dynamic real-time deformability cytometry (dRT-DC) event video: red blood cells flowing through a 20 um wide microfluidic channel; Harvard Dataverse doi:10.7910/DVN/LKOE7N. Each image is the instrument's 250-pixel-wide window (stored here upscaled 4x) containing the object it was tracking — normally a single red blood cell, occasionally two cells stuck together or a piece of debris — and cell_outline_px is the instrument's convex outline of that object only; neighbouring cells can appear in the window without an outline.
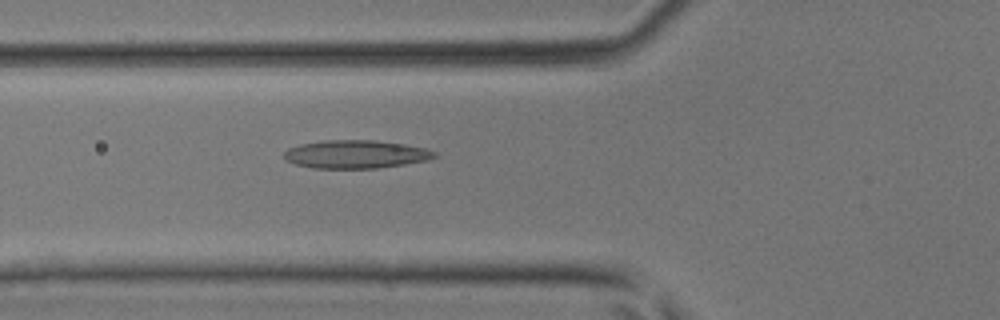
{"species": "common noctule bat (a hibernating species)", "species_latin": "Nyctalus noctula", "temperature_condition": "room temperature", "stored_images_in_passage": 30, "camera_frame_rate_fps": 3000, "um_per_image_px": 0.085, "animal": {"sex": "male", "body_mass_g": 17.9, "forearm_length_mm": 54.2}, "frame": {"image": 1, "passage_image": 3, "time_ms": 0.667, "image_size_px": [1000, 320], "cell_outline_px": [[440, 156], [428, 160], [404, 164], [376, 168], [312, 168], [296, 164], [284, 160], [284, 152], [288, 148], [300, 144], [324, 140], [376, 140], [404, 144], [428, 148], [436, 152]], "centroid_in_image_um": [30.27, 13.1], "position_along_channel_um": 95.5, "area_um2": 24.91}}
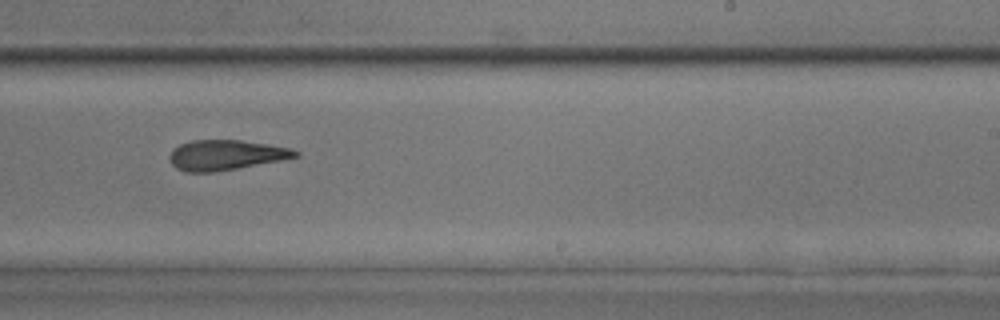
{"frame": {"image": 2, "passage_image": 14, "time_ms": 4.333, "image_size_px": [1000, 320], "cell_outline_px": [[300, 156], [280, 160], [236, 168], [212, 172], [184, 172], [176, 168], [168, 160], [168, 156], [172, 148], [180, 144], [192, 140], [240, 140], [268, 144], [292, 148], [300, 152]], "centroid_in_image_um": [19.16, 13.17], "position_along_channel_um": 269.8, "area_um2": 22.14}}
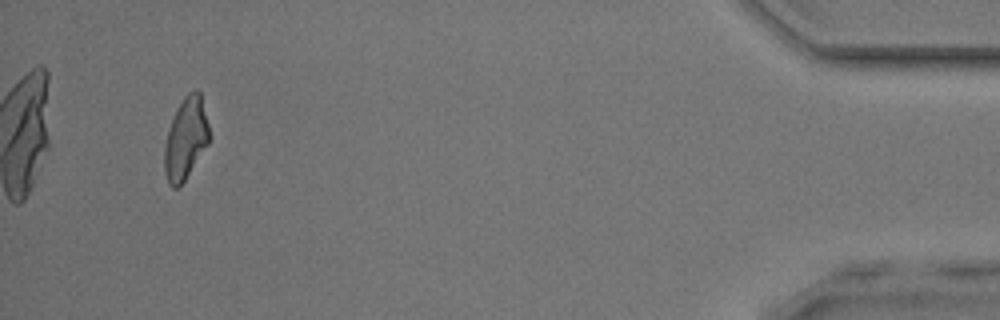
{"frame": {"image": 3, "passage_image": 28, "time_ms": 9.0, "image_size_px": [1000, 320], "cell_outline_px": [[208, 144], [184, 180], [176, 188], [172, 188], [168, 184], [164, 172], [164, 148], [168, 132], [176, 108], [184, 96], [188, 92], [196, 88], [200, 92], [208, 124]], "centroid_in_image_um": [15.77, 11.76], "position_along_channel_um": 419.4, "area_um2": 21.04}}